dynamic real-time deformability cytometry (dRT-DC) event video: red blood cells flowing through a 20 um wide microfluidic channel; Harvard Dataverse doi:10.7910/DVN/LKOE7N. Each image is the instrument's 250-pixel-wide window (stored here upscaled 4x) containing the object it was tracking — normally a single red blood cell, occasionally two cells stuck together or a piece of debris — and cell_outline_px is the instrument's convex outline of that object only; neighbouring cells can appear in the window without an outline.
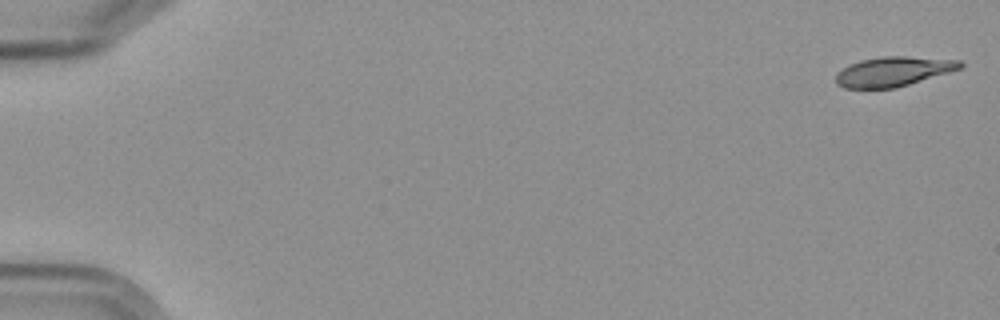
{"species": "Egyptian fruit bat (a non-hibernating species)", "species_latin": "Rousettus aegyptiacus", "temperature_condition": "cold", "stored_images_in_passage": 5, "camera_frame_rate_fps": 3000, "um_per_image_px": 0.085, "frame": {"image": 1, "passage_image": 1, "time_ms": 0.0, "image_size_px": [1000, 320], "cell_outline_px": [[964, 64], [960, 68], [948, 72], [896, 88], [844, 88], [836, 84], [836, 76], [848, 64], [860, 60], [880, 56], [908, 56], [960, 60]], "centroid_in_image_um": [75.92, 6.07], "position_along_channel_um": 9.1, "area_um2": 21.33}}